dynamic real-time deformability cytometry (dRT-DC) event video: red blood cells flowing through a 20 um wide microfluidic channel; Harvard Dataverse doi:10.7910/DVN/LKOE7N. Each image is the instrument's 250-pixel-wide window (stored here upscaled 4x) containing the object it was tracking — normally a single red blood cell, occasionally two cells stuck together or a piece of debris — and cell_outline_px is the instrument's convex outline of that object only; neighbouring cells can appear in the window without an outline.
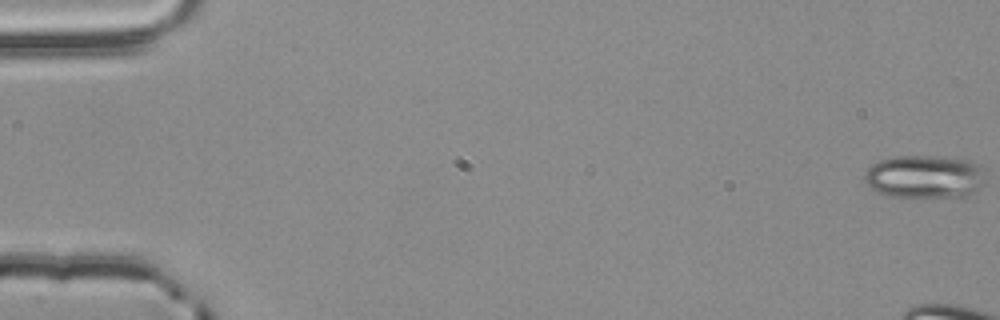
{"species": "common noctule bat (a hibernating species)", "species_latin": "Nyctalus noctula", "temperature_condition": "room temperature", "stored_images_in_passage": 4, "camera_frame_rate_fps": 3000, "um_per_image_px": 0.085, "animal": {"sex": "male", "body_mass_g": 20.4}, "frame": {"image": 1, "passage_image": 1, "time_ms": 0.0, "image_size_px": [1000, 320], "cell_outline_px": [[984, 184], [976, 192], [968, 196], [888, 196], [876, 192], [864, 180], [864, 172], [876, 160], [892, 156], [932, 156], [972, 160], [980, 164], [984, 168]], "centroid_in_image_um": [78.61, 14.99], "position_along_channel_um": 6.4, "area_um2": 30.75}}